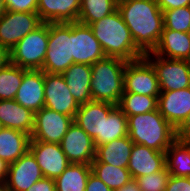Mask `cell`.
<instances>
[{
  "label": "cell",
  "mask_w": 190,
  "mask_h": 191,
  "mask_svg": "<svg viewBox=\"0 0 190 191\" xmlns=\"http://www.w3.org/2000/svg\"><path fill=\"white\" fill-rule=\"evenodd\" d=\"M62 75L69 87L70 93L79 105L92 101L91 99V65L73 63Z\"/></svg>",
  "instance_id": "cell-22"
},
{
  "label": "cell",
  "mask_w": 190,
  "mask_h": 191,
  "mask_svg": "<svg viewBox=\"0 0 190 191\" xmlns=\"http://www.w3.org/2000/svg\"><path fill=\"white\" fill-rule=\"evenodd\" d=\"M27 191H56L55 180L43 177L33 184Z\"/></svg>",
  "instance_id": "cell-39"
},
{
  "label": "cell",
  "mask_w": 190,
  "mask_h": 191,
  "mask_svg": "<svg viewBox=\"0 0 190 191\" xmlns=\"http://www.w3.org/2000/svg\"><path fill=\"white\" fill-rule=\"evenodd\" d=\"M186 62H187V64L189 65V68H190V54H189V56L186 58Z\"/></svg>",
  "instance_id": "cell-46"
},
{
  "label": "cell",
  "mask_w": 190,
  "mask_h": 191,
  "mask_svg": "<svg viewBox=\"0 0 190 191\" xmlns=\"http://www.w3.org/2000/svg\"><path fill=\"white\" fill-rule=\"evenodd\" d=\"M162 11L190 5V0H156Z\"/></svg>",
  "instance_id": "cell-40"
},
{
  "label": "cell",
  "mask_w": 190,
  "mask_h": 191,
  "mask_svg": "<svg viewBox=\"0 0 190 191\" xmlns=\"http://www.w3.org/2000/svg\"><path fill=\"white\" fill-rule=\"evenodd\" d=\"M92 173L102 180L112 191H116L129 182L132 177L127 168L101 163L94 159L91 163Z\"/></svg>",
  "instance_id": "cell-29"
},
{
  "label": "cell",
  "mask_w": 190,
  "mask_h": 191,
  "mask_svg": "<svg viewBox=\"0 0 190 191\" xmlns=\"http://www.w3.org/2000/svg\"><path fill=\"white\" fill-rule=\"evenodd\" d=\"M73 122L74 118L43 107L35 112L31 140L59 144Z\"/></svg>",
  "instance_id": "cell-10"
},
{
  "label": "cell",
  "mask_w": 190,
  "mask_h": 191,
  "mask_svg": "<svg viewBox=\"0 0 190 191\" xmlns=\"http://www.w3.org/2000/svg\"><path fill=\"white\" fill-rule=\"evenodd\" d=\"M176 139L190 143V113L176 129Z\"/></svg>",
  "instance_id": "cell-38"
},
{
  "label": "cell",
  "mask_w": 190,
  "mask_h": 191,
  "mask_svg": "<svg viewBox=\"0 0 190 191\" xmlns=\"http://www.w3.org/2000/svg\"><path fill=\"white\" fill-rule=\"evenodd\" d=\"M81 0H38L37 13L44 23L77 22Z\"/></svg>",
  "instance_id": "cell-20"
},
{
  "label": "cell",
  "mask_w": 190,
  "mask_h": 191,
  "mask_svg": "<svg viewBox=\"0 0 190 191\" xmlns=\"http://www.w3.org/2000/svg\"><path fill=\"white\" fill-rule=\"evenodd\" d=\"M43 22L38 13L6 11L0 18V46L11 50Z\"/></svg>",
  "instance_id": "cell-9"
},
{
  "label": "cell",
  "mask_w": 190,
  "mask_h": 191,
  "mask_svg": "<svg viewBox=\"0 0 190 191\" xmlns=\"http://www.w3.org/2000/svg\"><path fill=\"white\" fill-rule=\"evenodd\" d=\"M123 1H129V0H117V2H123Z\"/></svg>",
  "instance_id": "cell-47"
},
{
  "label": "cell",
  "mask_w": 190,
  "mask_h": 191,
  "mask_svg": "<svg viewBox=\"0 0 190 191\" xmlns=\"http://www.w3.org/2000/svg\"><path fill=\"white\" fill-rule=\"evenodd\" d=\"M6 11L7 9L4 0H0V18L4 15Z\"/></svg>",
  "instance_id": "cell-44"
},
{
  "label": "cell",
  "mask_w": 190,
  "mask_h": 191,
  "mask_svg": "<svg viewBox=\"0 0 190 191\" xmlns=\"http://www.w3.org/2000/svg\"><path fill=\"white\" fill-rule=\"evenodd\" d=\"M170 173L167 171L166 166L153 174L142 175L135 180L141 191H166L167 183Z\"/></svg>",
  "instance_id": "cell-34"
},
{
  "label": "cell",
  "mask_w": 190,
  "mask_h": 191,
  "mask_svg": "<svg viewBox=\"0 0 190 191\" xmlns=\"http://www.w3.org/2000/svg\"><path fill=\"white\" fill-rule=\"evenodd\" d=\"M4 2L8 11L37 13L38 0H4Z\"/></svg>",
  "instance_id": "cell-35"
},
{
  "label": "cell",
  "mask_w": 190,
  "mask_h": 191,
  "mask_svg": "<svg viewBox=\"0 0 190 191\" xmlns=\"http://www.w3.org/2000/svg\"><path fill=\"white\" fill-rule=\"evenodd\" d=\"M72 64V22L49 23L48 47L42 70L62 74Z\"/></svg>",
  "instance_id": "cell-5"
},
{
  "label": "cell",
  "mask_w": 190,
  "mask_h": 191,
  "mask_svg": "<svg viewBox=\"0 0 190 191\" xmlns=\"http://www.w3.org/2000/svg\"><path fill=\"white\" fill-rule=\"evenodd\" d=\"M163 29L190 33V5L163 11Z\"/></svg>",
  "instance_id": "cell-33"
},
{
  "label": "cell",
  "mask_w": 190,
  "mask_h": 191,
  "mask_svg": "<svg viewBox=\"0 0 190 191\" xmlns=\"http://www.w3.org/2000/svg\"><path fill=\"white\" fill-rule=\"evenodd\" d=\"M165 166V152L156 151L144 145L133 144L127 167L132 179L156 173Z\"/></svg>",
  "instance_id": "cell-18"
},
{
  "label": "cell",
  "mask_w": 190,
  "mask_h": 191,
  "mask_svg": "<svg viewBox=\"0 0 190 191\" xmlns=\"http://www.w3.org/2000/svg\"><path fill=\"white\" fill-rule=\"evenodd\" d=\"M10 64V51L0 46V69Z\"/></svg>",
  "instance_id": "cell-41"
},
{
  "label": "cell",
  "mask_w": 190,
  "mask_h": 191,
  "mask_svg": "<svg viewBox=\"0 0 190 191\" xmlns=\"http://www.w3.org/2000/svg\"><path fill=\"white\" fill-rule=\"evenodd\" d=\"M166 191H190V177H176L170 175Z\"/></svg>",
  "instance_id": "cell-36"
},
{
  "label": "cell",
  "mask_w": 190,
  "mask_h": 191,
  "mask_svg": "<svg viewBox=\"0 0 190 191\" xmlns=\"http://www.w3.org/2000/svg\"><path fill=\"white\" fill-rule=\"evenodd\" d=\"M23 79V68L8 64L5 68L0 69V100L15 99Z\"/></svg>",
  "instance_id": "cell-32"
},
{
  "label": "cell",
  "mask_w": 190,
  "mask_h": 191,
  "mask_svg": "<svg viewBox=\"0 0 190 191\" xmlns=\"http://www.w3.org/2000/svg\"><path fill=\"white\" fill-rule=\"evenodd\" d=\"M29 151L33 154L44 177L56 179L69 166L60 144L30 141Z\"/></svg>",
  "instance_id": "cell-14"
},
{
  "label": "cell",
  "mask_w": 190,
  "mask_h": 191,
  "mask_svg": "<svg viewBox=\"0 0 190 191\" xmlns=\"http://www.w3.org/2000/svg\"><path fill=\"white\" fill-rule=\"evenodd\" d=\"M125 136H128L127 116L116 105L103 118L102 136H95L93 141L97 147Z\"/></svg>",
  "instance_id": "cell-27"
},
{
  "label": "cell",
  "mask_w": 190,
  "mask_h": 191,
  "mask_svg": "<svg viewBox=\"0 0 190 191\" xmlns=\"http://www.w3.org/2000/svg\"><path fill=\"white\" fill-rule=\"evenodd\" d=\"M117 10L129 28L136 47L144 55L153 52L164 27L163 11L156 0L118 2Z\"/></svg>",
  "instance_id": "cell-1"
},
{
  "label": "cell",
  "mask_w": 190,
  "mask_h": 191,
  "mask_svg": "<svg viewBox=\"0 0 190 191\" xmlns=\"http://www.w3.org/2000/svg\"><path fill=\"white\" fill-rule=\"evenodd\" d=\"M124 93L144 94L154 97H158L161 93L156 70L145 56L126 63Z\"/></svg>",
  "instance_id": "cell-7"
},
{
  "label": "cell",
  "mask_w": 190,
  "mask_h": 191,
  "mask_svg": "<svg viewBox=\"0 0 190 191\" xmlns=\"http://www.w3.org/2000/svg\"><path fill=\"white\" fill-rule=\"evenodd\" d=\"M85 191H112L102 180H100L95 174L90 173Z\"/></svg>",
  "instance_id": "cell-37"
},
{
  "label": "cell",
  "mask_w": 190,
  "mask_h": 191,
  "mask_svg": "<svg viewBox=\"0 0 190 191\" xmlns=\"http://www.w3.org/2000/svg\"><path fill=\"white\" fill-rule=\"evenodd\" d=\"M3 126H2V123L0 122V131L2 130Z\"/></svg>",
  "instance_id": "cell-48"
},
{
  "label": "cell",
  "mask_w": 190,
  "mask_h": 191,
  "mask_svg": "<svg viewBox=\"0 0 190 191\" xmlns=\"http://www.w3.org/2000/svg\"><path fill=\"white\" fill-rule=\"evenodd\" d=\"M0 191H7L5 185L0 184Z\"/></svg>",
  "instance_id": "cell-45"
},
{
  "label": "cell",
  "mask_w": 190,
  "mask_h": 191,
  "mask_svg": "<svg viewBox=\"0 0 190 191\" xmlns=\"http://www.w3.org/2000/svg\"><path fill=\"white\" fill-rule=\"evenodd\" d=\"M165 165L172 176L190 177V143L176 139L165 151Z\"/></svg>",
  "instance_id": "cell-26"
},
{
  "label": "cell",
  "mask_w": 190,
  "mask_h": 191,
  "mask_svg": "<svg viewBox=\"0 0 190 191\" xmlns=\"http://www.w3.org/2000/svg\"><path fill=\"white\" fill-rule=\"evenodd\" d=\"M157 109L177 129L190 113V87L161 92L158 96Z\"/></svg>",
  "instance_id": "cell-16"
},
{
  "label": "cell",
  "mask_w": 190,
  "mask_h": 191,
  "mask_svg": "<svg viewBox=\"0 0 190 191\" xmlns=\"http://www.w3.org/2000/svg\"><path fill=\"white\" fill-rule=\"evenodd\" d=\"M59 144L70 163L91 165L95 159L96 147L93 139L75 122Z\"/></svg>",
  "instance_id": "cell-13"
},
{
  "label": "cell",
  "mask_w": 190,
  "mask_h": 191,
  "mask_svg": "<svg viewBox=\"0 0 190 191\" xmlns=\"http://www.w3.org/2000/svg\"><path fill=\"white\" fill-rule=\"evenodd\" d=\"M116 191H141V190L138 186L137 181L135 179H131L123 187L119 188Z\"/></svg>",
  "instance_id": "cell-43"
},
{
  "label": "cell",
  "mask_w": 190,
  "mask_h": 191,
  "mask_svg": "<svg viewBox=\"0 0 190 191\" xmlns=\"http://www.w3.org/2000/svg\"><path fill=\"white\" fill-rule=\"evenodd\" d=\"M79 106L62 74L44 72V107L74 118Z\"/></svg>",
  "instance_id": "cell-11"
},
{
  "label": "cell",
  "mask_w": 190,
  "mask_h": 191,
  "mask_svg": "<svg viewBox=\"0 0 190 191\" xmlns=\"http://www.w3.org/2000/svg\"><path fill=\"white\" fill-rule=\"evenodd\" d=\"M133 144L129 136H125L99 145L96 147L95 159L101 163L127 168Z\"/></svg>",
  "instance_id": "cell-25"
},
{
  "label": "cell",
  "mask_w": 190,
  "mask_h": 191,
  "mask_svg": "<svg viewBox=\"0 0 190 191\" xmlns=\"http://www.w3.org/2000/svg\"><path fill=\"white\" fill-rule=\"evenodd\" d=\"M15 101L34 113L44 107V71L23 69V79Z\"/></svg>",
  "instance_id": "cell-17"
},
{
  "label": "cell",
  "mask_w": 190,
  "mask_h": 191,
  "mask_svg": "<svg viewBox=\"0 0 190 191\" xmlns=\"http://www.w3.org/2000/svg\"><path fill=\"white\" fill-rule=\"evenodd\" d=\"M43 177L35 157L28 151L15 162L9 164L8 175L4 185L7 191H27Z\"/></svg>",
  "instance_id": "cell-15"
},
{
  "label": "cell",
  "mask_w": 190,
  "mask_h": 191,
  "mask_svg": "<svg viewBox=\"0 0 190 191\" xmlns=\"http://www.w3.org/2000/svg\"><path fill=\"white\" fill-rule=\"evenodd\" d=\"M31 136L22 131L2 128L0 131V158L8 164L29 151Z\"/></svg>",
  "instance_id": "cell-24"
},
{
  "label": "cell",
  "mask_w": 190,
  "mask_h": 191,
  "mask_svg": "<svg viewBox=\"0 0 190 191\" xmlns=\"http://www.w3.org/2000/svg\"><path fill=\"white\" fill-rule=\"evenodd\" d=\"M92 172L90 164L70 163L55 179L56 191H85L87 179Z\"/></svg>",
  "instance_id": "cell-28"
},
{
  "label": "cell",
  "mask_w": 190,
  "mask_h": 191,
  "mask_svg": "<svg viewBox=\"0 0 190 191\" xmlns=\"http://www.w3.org/2000/svg\"><path fill=\"white\" fill-rule=\"evenodd\" d=\"M117 0H81L77 22L90 25L117 10Z\"/></svg>",
  "instance_id": "cell-30"
},
{
  "label": "cell",
  "mask_w": 190,
  "mask_h": 191,
  "mask_svg": "<svg viewBox=\"0 0 190 191\" xmlns=\"http://www.w3.org/2000/svg\"><path fill=\"white\" fill-rule=\"evenodd\" d=\"M35 113L17 101L0 100V122L3 128L22 131L31 136L34 128Z\"/></svg>",
  "instance_id": "cell-21"
},
{
  "label": "cell",
  "mask_w": 190,
  "mask_h": 191,
  "mask_svg": "<svg viewBox=\"0 0 190 191\" xmlns=\"http://www.w3.org/2000/svg\"><path fill=\"white\" fill-rule=\"evenodd\" d=\"M9 164L0 158V184L4 185L8 175Z\"/></svg>",
  "instance_id": "cell-42"
},
{
  "label": "cell",
  "mask_w": 190,
  "mask_h": 191,
  "mask_svg": "<svg viewBox=\"0 0 190 191\" xmlns=\"http://www.w3.org/2000/svg\"><path fill=\"white\" fill-rule=\"evenodd\" d=\"M127 61L105 57L91 65V99L118 105L124 93V70Z\"/></svg>",
  "instance_id": "cell-4"
},
{
  "label": "cell",
  "mask_w": 190,
  "mask_h": 191,
  "mask_svg": "<svg viewBox=\"0 0 190 191\" xmlns=\"http://www.w3.org/2000/svg\"><path fill=\"white\" fill-rule=\"evenodd\" d=\"M144 56L156 70L160 92L177 91L190 87V68L186 60L160 57L151 52Z\"/></svg>",
  "instance_id": "cell-8"
},
{
  "label": "cell",
  "mask_w": 190,
  "mask_h": 191,
  "mask_svg": "<svg viewBox=\"0 0 190 191\" xmlns=\"http://www.w3.org/2000/svg\"><path fill=\"white\" fill-rule=\"evenodd\" d=\"M151 53L169 59L186 60L190 54V33L163 29L157 47Z\"/></svg>",
  "instance_id": "cell-23"
},
{
  "label": "cell",
  "mask_w": 190,
  "mask_h": 191,
  "mask_svg": "<svg viewBox=\"0 0 190 191\" xmlns=\"http://www.w3.org/2000/svg\"><path fill=\"white\" fill-rule=\"evenodd\" d=\"M158 97L144 94L123 93L118 107L128 117L157 109Z\"/></svg>",
  "instance_id": "cell-31"
},
{
  "label": "cell",
  "mask_w": 190,
  "mask_h": 191,
  "mask_svg": "<svg viewBox=\"0 0 190 191\" xmlns=\"http://www.w3.org/2000/svg\"><path fill=\"white\" fill-rule=\"evenodd\" d=\"M49 23H42L10 50V63L26 70H42L48 47Z\"/></svg>",
  "instance_id": "cell-6"
},
{
  "label": "cell",
  "mask_w": 190,
  "mask_h": 191,
  "mask_svg": "<svg viewBox=\"0 0 190 191\" xmlns=\"http://www.w3.org/2000/svg\"><path fill=\"white\" fill-rule=\"evenodd\" d=\"M107 57L133 61L144 57L118 10L89 25Z\"/></svg>",
  "instance_id": "cell-2"
},
{
  "label": "cell",
  "mask_w": 190,
  "mask_h": 191,
  "mask_svg": "<svg viewBox=\"0 0 190 191\" xmlns=\"http://www.w3.org/2000/svg\"><path fill=\"white\" fill-rule=\"evenodd\" d=\"M116 105L108 102L90 101L79 106L74 122L92 139L102 136L103 118L107 117Z\"/></svg>",
  "instance_id": "cell-19"
},
{
  "label": "cell",
  "mask_w": 190,
  "mask_h": 191,
  "mask_svg": "<svg viewBox=\"0 0 190 191\" xmlns=\"http://www.w3.org/2000/svg\"><path fill=\"white\" fill-rule=\"evenodd\" d=\"M106 55L88 25L72 22V60L77 64L93 65Z\"/></svg>",
  "instance_id": "cell-12"
},
{
  "label": "cell",
  "mask_w": 190,
  "mask_h": 191,
  "mask_svg": "<svg viewBox=\"0 0 190 191\" xmlns=\"http://www.w3.org/2000/svg\"><path fill=\"white\" fill-rule=\"evenodd\" d=\"M128 136L134 144L165 152L176 140V129L158 109L127 117Z\"/></svg>",
  "instance_id": "cell-3"
}]
</instances>
